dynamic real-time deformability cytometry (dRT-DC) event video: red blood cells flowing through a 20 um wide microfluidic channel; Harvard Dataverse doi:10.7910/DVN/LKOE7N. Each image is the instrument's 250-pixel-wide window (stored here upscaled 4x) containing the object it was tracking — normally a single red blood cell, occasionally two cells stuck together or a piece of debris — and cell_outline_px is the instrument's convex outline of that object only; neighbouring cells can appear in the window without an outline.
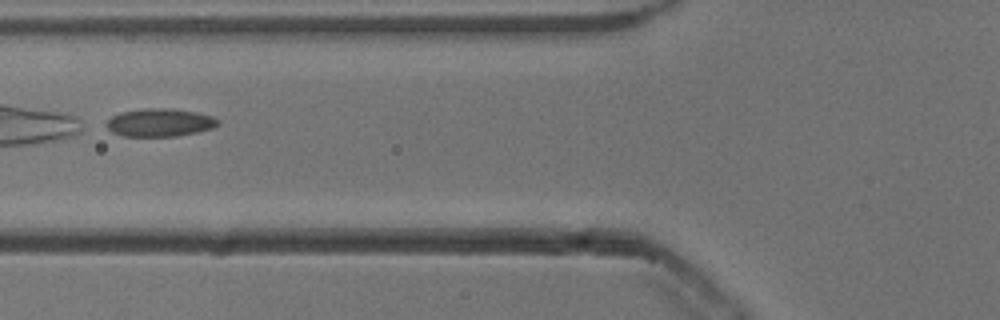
{"species": "common noctule bat (a hibernating species)", "species_latin": "Nyctalus noctula", "temperature_condition": "cold", "stored_images_in_passage": 12, "camera_frame_rate_fps": 3000, "um_per_image_px": 0.085, "animal": {"sex": "male", "body_mass_g": 13.3}, "frame": {"image": 1, "passage_image": 4, "time_ms": 1.0, "image_size_px": [1000, 320], "cell_outline_px": [[220, 124], [212, 128], [196, 132], [176, 136], [124, 136], [112, 132], [104, 124], [112, 116], [120, 112], [148, 108], [168, 108], [196, 112], [212, 116], [220, 120]], "centroid_in_image_um": [13.58, 10.41], "position_along_channel_um": 112.2, "area_um2": 18.15}}
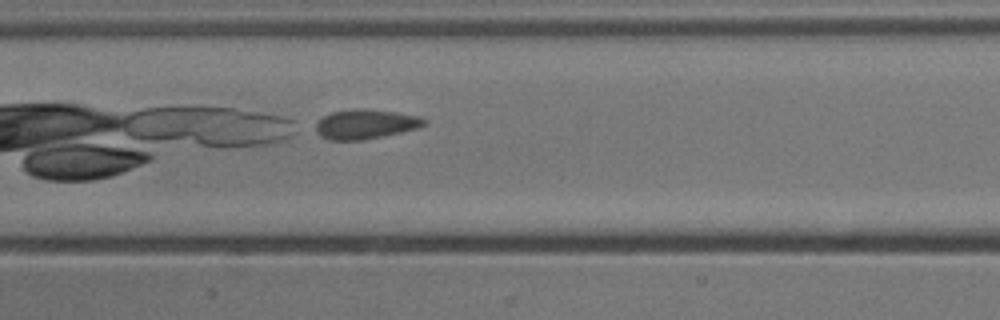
{"frame": {"image": 2, "passage_image": 9, "time_ms": 2.667, "image_size_px": [1000, 320], "cell_outline_px": [[428, 120], [420, 128], [384, 136], [364, 140], [328, 140], [312, 132], [316, 124], [324, 116], [332, 112], [356, 108], [364, 108], [396, 112], [420, 116]], "centroid_in_image_um": [31.06, 10.56], "position_along_channel_um": 176.3, "area_um2": 19.02}}